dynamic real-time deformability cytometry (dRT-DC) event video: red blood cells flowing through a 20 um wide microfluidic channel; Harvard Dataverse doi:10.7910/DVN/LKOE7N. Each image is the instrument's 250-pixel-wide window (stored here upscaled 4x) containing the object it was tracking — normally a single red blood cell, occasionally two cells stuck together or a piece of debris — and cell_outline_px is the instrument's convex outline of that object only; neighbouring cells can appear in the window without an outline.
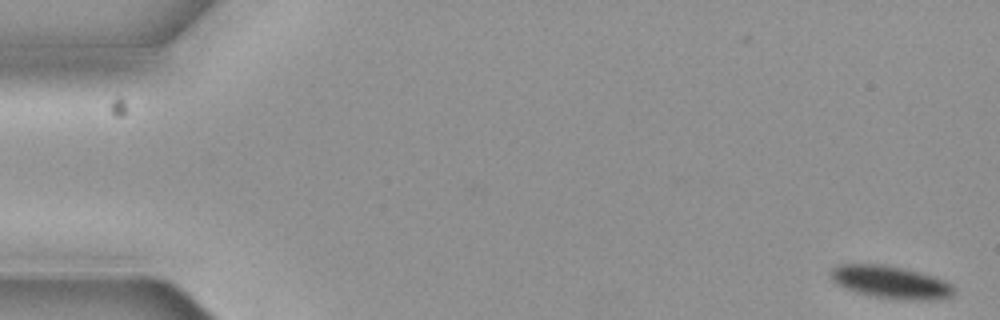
{"species": "common noctule bat (a hibernating species)", "species_latin": "Nyctalus noctula", "temperature_condition": "cold", "stored_images_in_passage": 6, "camera_frame_rate_fps": 3000, "um_per_image_px": 0.085, "animal": {"sex": "female", "body_mass_g": 19.3, "forearm_length_mm": 54.1}, "frame": {"image": 1, "passage_image": 1, "time_ms": 0.0, "image_size_px": [1000, 320], "cell_outline_px": [[956, 292], [952, 296], [936, 300], [908, 300], [872, 296], [856, 292], [844, 288], [836, 284], [832, 280], [832, 268], [840, 264], [884, 264], [904, 268], [920, 272], [944, 280], [956, 288]], "centroid_in_image_um": [75.74, 23.99], "position_along_channel_um": 9.3, "area_um2": 23.52}}
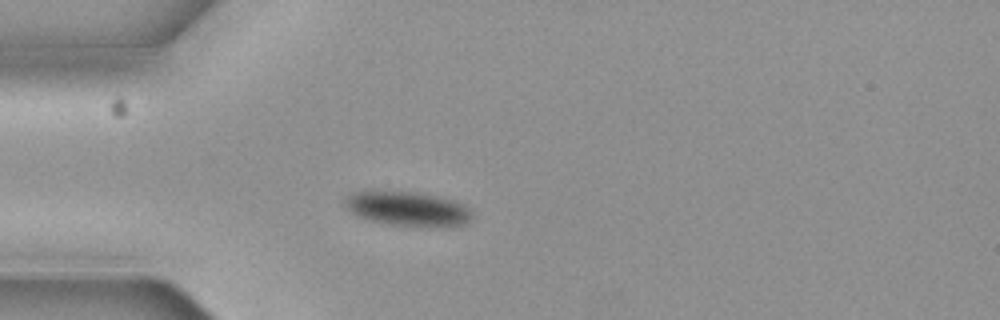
{"frame": {"image": 2, "passage_image": 5, "time_ms": 1.333, "image_size_px": [1000, 320], "cell_outline_px": [[472, 220], [468, 224], [452, 228], [436, 228], [388, 224], [368, 220], [356, 216], [340, 200], [352, 192], [364, 188], [376, 188], [416, 192], [456, 200], [464, 204], [472, 212]], "centroid_in_image_um": [34.63, 17.72], "position_along_channel_um": 50.4, "area_um2": 27.28}}